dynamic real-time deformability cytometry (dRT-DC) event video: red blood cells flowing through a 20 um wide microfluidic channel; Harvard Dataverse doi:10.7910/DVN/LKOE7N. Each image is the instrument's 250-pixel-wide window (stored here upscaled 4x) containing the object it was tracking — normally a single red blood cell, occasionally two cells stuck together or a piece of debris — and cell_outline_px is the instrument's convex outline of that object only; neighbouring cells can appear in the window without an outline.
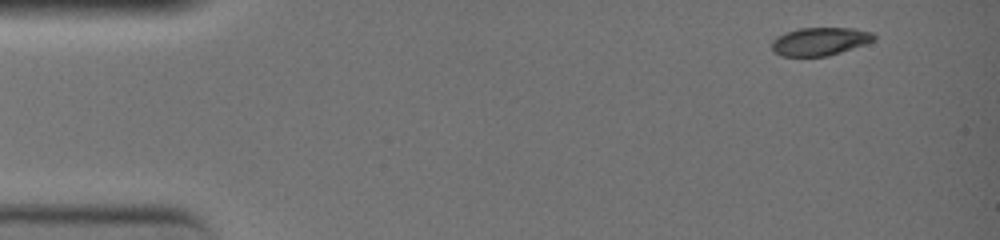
{"species": "common noctule bat (a hibernating species)", "species_latin": "Nyctalus noctula", "temperature_condition": "warm", "stored_images_in_passage": 2, "camera_frame_rate_fps": 3000, "um_per_image_px": 0.085, "animal": {"sex": "female", "body_mass_g": 19.0, "forearm_length_mm": 51.5}, "frame": {"image": 1, "passage_image": 1, "time_ms": 0.0, "image_size_px": [1000, 240], "cell_outline_px": [[876, 40], [828, 56], [780, 56], [772, 52], [772, 40], [776, 36], [800, 28], [856, 28], [872, 32], [876, 36]], "centroid_in_image_um": [69.68, 3.52], "position_along_channel_um": 15.3, "area_um2": 16.76}}